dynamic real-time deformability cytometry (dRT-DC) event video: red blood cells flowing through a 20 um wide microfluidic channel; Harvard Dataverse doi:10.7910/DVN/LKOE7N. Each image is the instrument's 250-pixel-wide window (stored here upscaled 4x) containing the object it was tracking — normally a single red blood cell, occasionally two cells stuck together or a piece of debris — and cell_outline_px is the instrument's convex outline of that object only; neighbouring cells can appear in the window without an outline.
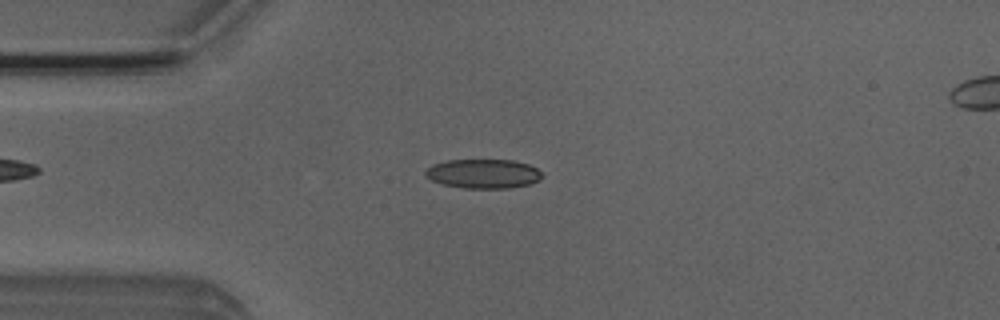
{"species": "Egyptian fruit bat (a non-hibernating species)", "species_latin": "Rousettus aegyptiacus", "temperature_condition": "room temperature", "stored_images_in_passage": 2, "camera_frame_rate_fps": 3000, "um_per_image_px": 0.085, "animal": {"sex": "male"}, "frame": {"image": 1, "passage_image": 2, "time_ms": 2.0, "image_size_px": [1000, 320], "cell_outline_px": [[544, 176], [540, 180], [528, 184], [508, 188], [464, 188], [444, 184], [432, 180], [424, 176], [424, 172], [432, 164], [448, 160], [512, 160], [528, 164], [536, 168]], "centroid_in_image_um": [41.07, 14.76], "position_along_channel_um": 43.9, "area_um2": 19.83}}